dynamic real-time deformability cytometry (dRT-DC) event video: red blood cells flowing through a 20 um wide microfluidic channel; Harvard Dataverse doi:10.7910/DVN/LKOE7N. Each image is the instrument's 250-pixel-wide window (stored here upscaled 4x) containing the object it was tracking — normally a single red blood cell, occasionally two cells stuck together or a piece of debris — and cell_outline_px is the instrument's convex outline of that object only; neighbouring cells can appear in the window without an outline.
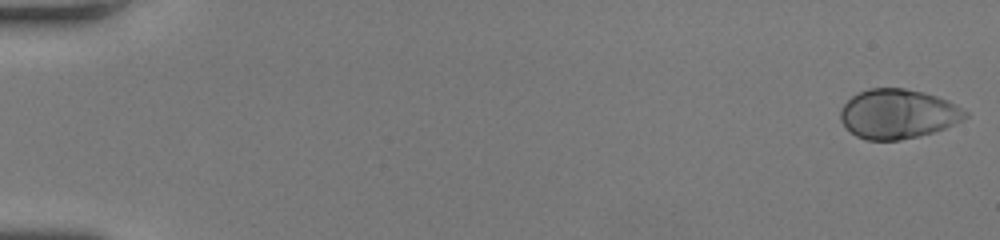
{"species": "human", "species_latin": "Homo sapiens", "temperature_condition": "room temperature", "stored_images_in_passage": 50, "camera_frame_rate_fps": 3000, "um_per_image_px": 0.085, "donor": {"sex": "female"}, "frame": {"image": 1, "passage_image": 1, "time_ms": 0.0, "image_size_px": [1000, 240], "cell_outline_px": [[968, 116], [944, 128], [920, 136], [900, 140], [868, 140], [856, 136], [840, 120], [840, 108], [852, 96], [868, 88], [904, 88], [924, 92], [948, 100], [968, 112]], "centroid_in_image_um": [76.31, 9.68], "position_along_channel_um": 8.7, "area_um2": 35.78}}
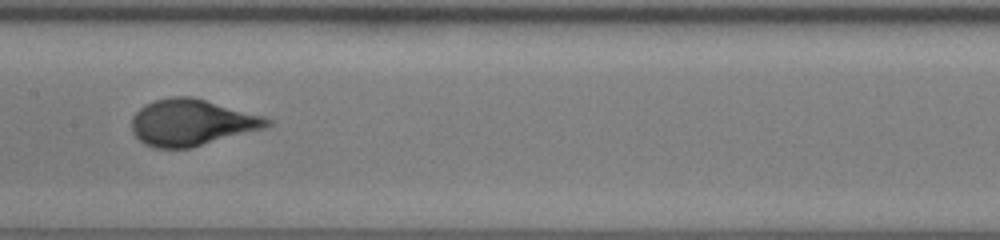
{"frame": {"image": 2, "passage_image": 27, "time_ms": 8.667, "image_size_px": [1000, 240], "cell_outline_px": [[272, 124], [264, 128], [192, 148], [156, 148], [144, 144], [132, 132], [132, 116], [144, 104], [152, 100], [172, 96], [192, 96], [264, 116], [272, 120]], "centroid_in_image_um": [16.27, 10.41], "position_along_channel_um": 191.1, "area_um2": 36.76}}
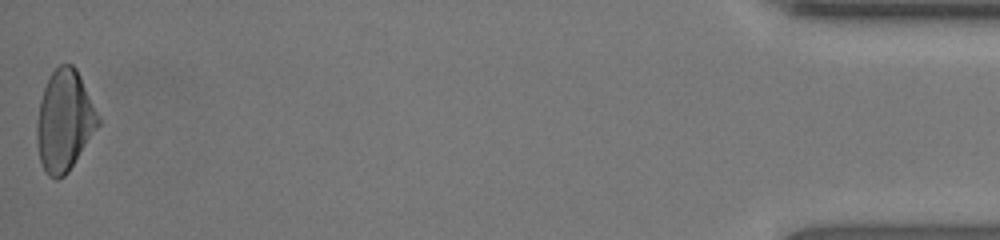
{"frame": {"image": 3, "passage_image": 50, "time_ms": 16.333, "image_size_px": [1000, 240], "cell_outline_px": [[100, 124], [68, 172], [64, 176], [56, 180], [48, 176], [40, 160], [36, 140], [36, 124], [40, 100], [44, 88], [52, 72], [60, 64], [72, 64], [76, 68], [100, 116]], "centroid_in_image_um": [5.48, 10.27], "position_along_channel_um": 429.7, "area_um2": 35.95}, "authors_computed_cell_mechanics": {"area_um2": 35.8071, "velocity_mm_per_s": 4.2775, "shape_relaxation_time_tau1_ms": 3.9528, "shape_relaxation_time_tau2_ms": null, "deformation_change_tau1": 0.2089, "deformation_change_tau2": null}}